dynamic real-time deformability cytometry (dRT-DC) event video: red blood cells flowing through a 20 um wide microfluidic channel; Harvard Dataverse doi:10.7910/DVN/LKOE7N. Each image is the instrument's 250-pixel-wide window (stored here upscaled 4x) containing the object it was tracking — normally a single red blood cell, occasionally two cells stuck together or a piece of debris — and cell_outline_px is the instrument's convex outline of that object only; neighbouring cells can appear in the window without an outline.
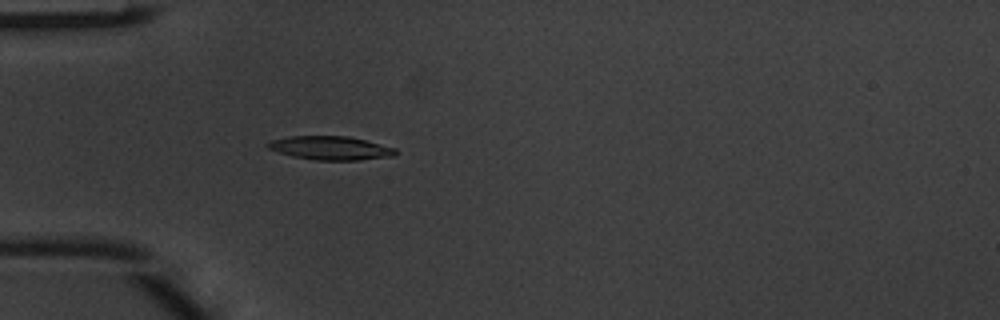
{"species": "common noctule bat (a hibernating species)", "species_latin": "Nyctalus noctula", "temperature_condition": "warm", "stored_images_in_passage": 3, "camera_frame_rate_fps": 3000, "um_per_image_px": 0.085, "animal": {"sex": "male", "body_mass_g": 20.1, "forearm_length_mm": 53.5}, "frame": {"image": 1, "passage_image": 3, "time_ms": 0.667, "image_size_px": [1000, 320], "cell_outline_px": [[396, 156], [360, 160], [316, 160], [292, 156], [268, 148], [264, 144], [272, 140], [292, 136], [348, 136], [396, 148]], "centroid_in_image_um": [28.11, 12.58], "position_along_channel_um": 56.9, "area_um2": 17.51}}